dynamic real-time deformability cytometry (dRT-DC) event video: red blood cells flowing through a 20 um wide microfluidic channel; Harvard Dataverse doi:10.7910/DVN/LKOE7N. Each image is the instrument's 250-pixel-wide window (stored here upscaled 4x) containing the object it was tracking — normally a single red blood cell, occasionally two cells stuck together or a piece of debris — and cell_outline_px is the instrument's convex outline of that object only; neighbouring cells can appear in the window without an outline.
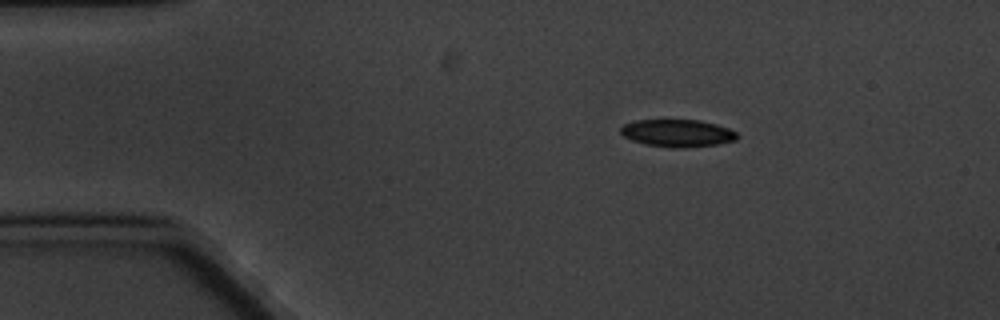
{"species": "common noctule bat (a hibernating species)", "species_latin": "Nyctalus noctula", "temperature_condition": "cold", "stored_images_in_passage": 4, "camera_frame_rate_fps": 3000, "um_per_image_px": 0.085, "animal": {"sex": "male", "body_mass_g": 20.1, "forearm_length_mm": 53.5}, "frame": {"image": 1, "passage_image": 2, "time_ms": 1.333, "image_size_px": [1000, 320], "cell_outline_px": [[740, 136], [736, 140], [716, 144], [684, 148], [672, 148], [644, 144], [632, 140], [624, 136], [620, 132], [620, 128], [624, 124], [636, 120], [700, 120], [716, 124], [728, 128], [736, 132]], "centroid_in_image_um": [57.59, 11.32], "position_along_channel_um": 27.4, "area_um2": 18.67}}